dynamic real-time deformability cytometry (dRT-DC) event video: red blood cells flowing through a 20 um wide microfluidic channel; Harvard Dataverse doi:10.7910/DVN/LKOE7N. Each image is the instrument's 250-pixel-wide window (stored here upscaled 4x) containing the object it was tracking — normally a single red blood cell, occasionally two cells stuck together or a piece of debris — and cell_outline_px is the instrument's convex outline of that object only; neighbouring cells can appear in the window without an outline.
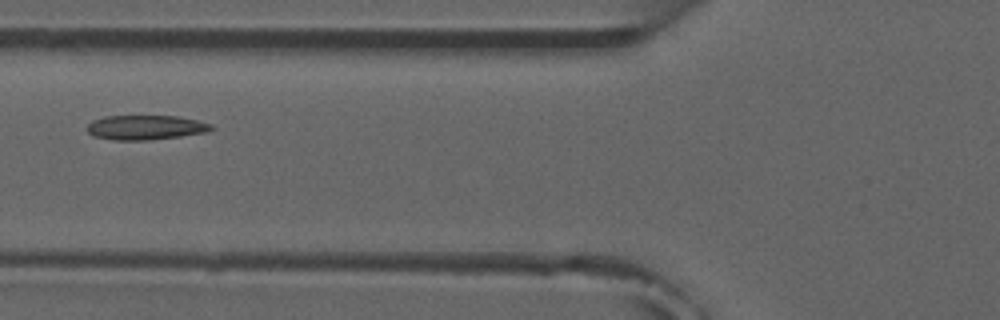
{"species": "common noctule bat (a hibernating species)", "species_latin": "Nyctalus noctula", "temperature_condition": "room temperature", "stored_images_in_passage": 2, "camera_frame_rate_fps": 3000, "um_per_image_px": 0.085, "animal": {"sex": "male", "forearm_length_mm": 52.5}, "frame": {"image": 1, "passage_image": 2, "time_ms": 1.0, "image_size_px": [1000, 320], "cell_outline_px": [[216, 128], [208, 132], [152, 140], [112, 140], [92, 136], [88, 132], [88, 124], [92, 120], [104, 116], [176, 116], [196, 120], [212, 124]], "centroid_in_image_um": [12.38, 10.84], "position_along_channel_um": 113.4, "area_um2": 17.92}}